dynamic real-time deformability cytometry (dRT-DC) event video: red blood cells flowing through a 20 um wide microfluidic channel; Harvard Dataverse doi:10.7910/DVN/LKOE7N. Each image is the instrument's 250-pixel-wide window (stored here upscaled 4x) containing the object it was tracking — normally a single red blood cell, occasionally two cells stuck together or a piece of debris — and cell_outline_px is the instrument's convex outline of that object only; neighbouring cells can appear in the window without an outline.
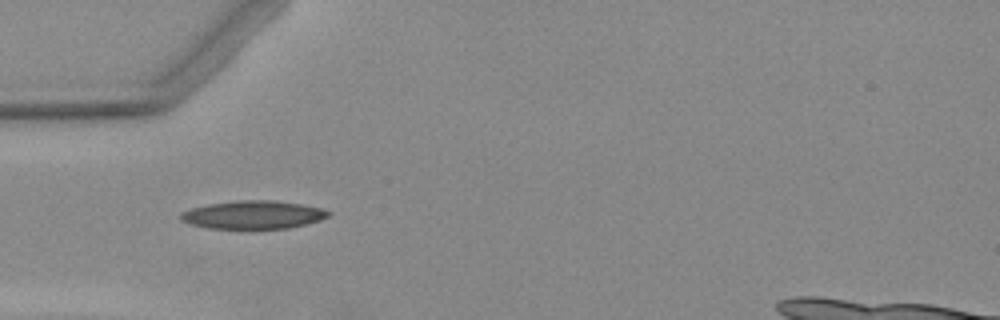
{"species": "Egyptian fruit bat (a non-hibernating species)", "species_latin": "Rousettus aegyptiacus", "temperature_condition": "warm", "stored_images_in_passage": 3, "camera_frame_rate_fps": 3000, "um_per_image_px": 0.085, "animal": {"sex": "female"}, "frame": {"image": 1, "passage_image": 3, "time_ms": 3.0, "image_size_px": [1000, 320], "cell_outline_px": [[332, 212], [328, 216], [320, 220], [288, 228], [208, 228], [192, 224], [180, 220], [180, 212], [192, 208], [208, 204], [236, 200], [276, 200], [300, 204], [320, 208]], "centroid_in_image_um": [21.5, 18.24], "position_along_channel_um": 63.5, "area_um2": 24.04}}